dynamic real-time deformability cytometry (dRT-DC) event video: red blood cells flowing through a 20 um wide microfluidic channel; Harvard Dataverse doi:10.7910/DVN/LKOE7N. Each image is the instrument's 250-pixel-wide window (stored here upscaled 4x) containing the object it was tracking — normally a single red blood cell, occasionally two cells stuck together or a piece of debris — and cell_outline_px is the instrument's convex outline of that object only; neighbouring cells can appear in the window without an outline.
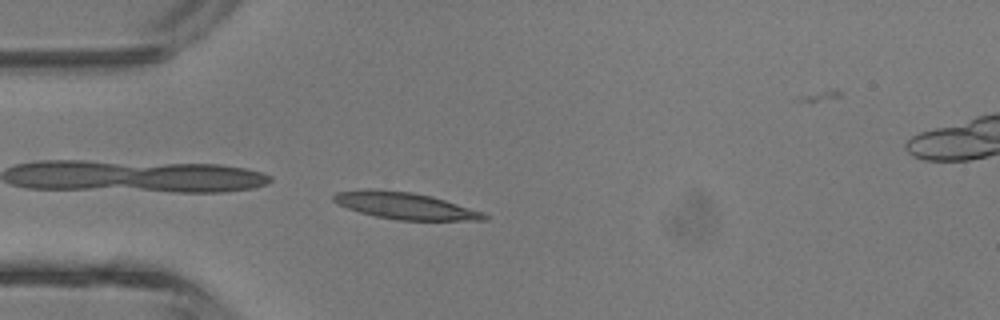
{"species": "common noctule bat (a hibernating species)", "species_latin": "Nyctalus noctula", "temperature_condition": "room temperature", "stored_images_in_passage": 30, "camera_frame_rate_fps": 3000, "um_per_image_px": 0.085, "animal": {"sex": "male", "body_mass_g": 13.3}, "frame": {"image": 1, "passage_image": 1, "time_ms": 0.0, "image_size_px": [1000, 320], "cell_outline_px": [[488, 216], [476, 220], [404, 220], [380, 216], [364, 212], [340, 204], [332, 196], [340, 192], [408, 192], [428, 196], [480, 212]], "centroid_in_image_um": [34.52, 17.54], "position_along_channel_um": 50.5, "area_um2": 20.92}}
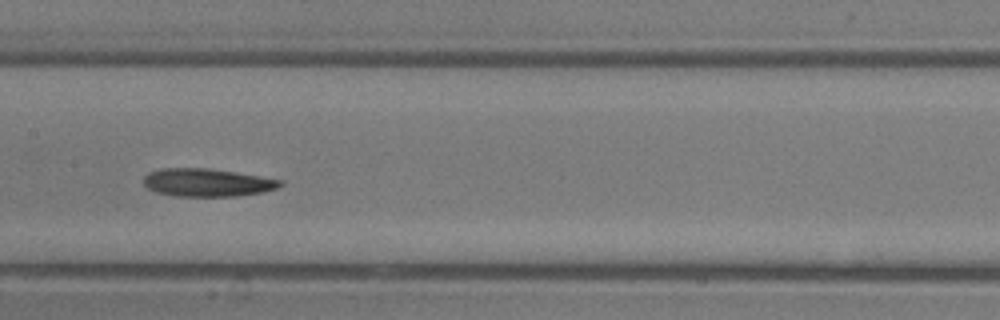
{"frame": {"image": 2, "passage_image": 10, "time_ms": 3.0, "image_size_px": [1000, 320], "cell_outline_px": [[280, 184], [276, 188], [256, 192], [224, 196], [184, 196], [160, 192], [144, 184], [144, 180], [152, 172], [168, 168], [200, 168], [228, 172], [280, 180]], "centroid_in_image_um": [17.57, 15.51], "position_along_channel_um": 189.8, "area_um2": 20.52}}
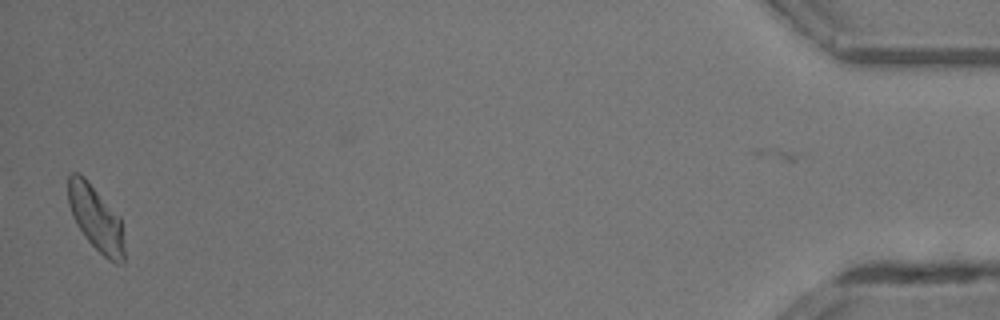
{"frame": {"image": 3, "passage_image": 30, "time_ms": 9.667, "image_size_px": [1000, 320], "cell_outline_px": [[124, 260], [112, 260], [104, 256], [88, 240], [80, 228], [72, 212], [68, 200], [68, 176], [72, 172], [76, 172], [120, 216], [124, 252]], "centroid_in_image_um": [8.15, 18.55], "position_along_channel_um": 427.1, "area_um2": 19.88}}